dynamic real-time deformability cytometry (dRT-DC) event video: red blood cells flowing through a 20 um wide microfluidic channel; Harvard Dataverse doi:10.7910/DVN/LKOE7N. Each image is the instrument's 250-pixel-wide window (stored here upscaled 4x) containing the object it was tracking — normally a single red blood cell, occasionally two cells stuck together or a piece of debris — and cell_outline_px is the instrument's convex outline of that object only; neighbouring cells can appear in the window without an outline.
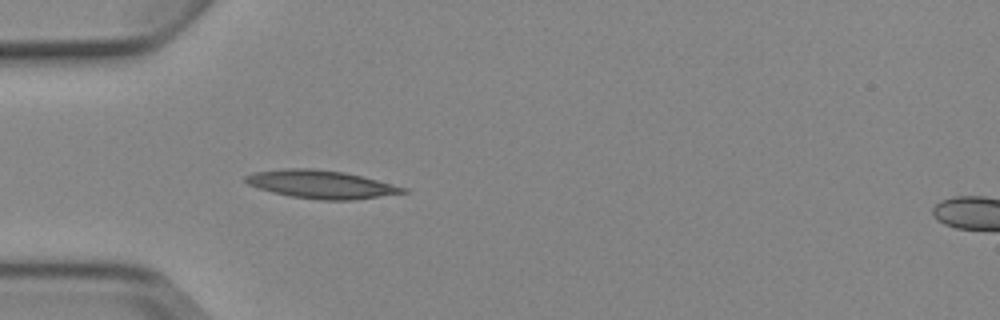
{"species": "Egyptian fruit bat (a non-hibernating species)", "species_latin": "Rousettus aegyptiacus", "temperature_condition": "cold", "stored_images_in_passage": 5, "segment_of_instrument_passage": [1, 2], "camera_frame_rate_fps": 3000, "um_per_image_px": 0.085, "animal": {"sex": "female"}, "frame": {"image": 1, "passage_image": 4, "time_ms": 3.667, "image_size_px": [1000, 320], "cell_outline_px": [[412, 192], [352, 200], [320, 200], [292, 196], [272, 192], [248, 184], [244, 180], [244, 176], [252, 172], [284, 168], [312, 168], [344, 172], [364, 176], [408, 188]], "centroid_in_image_um": [27.34, 15.66], "position_along_channel_um": 57.7, "area_um2": 26.01}}